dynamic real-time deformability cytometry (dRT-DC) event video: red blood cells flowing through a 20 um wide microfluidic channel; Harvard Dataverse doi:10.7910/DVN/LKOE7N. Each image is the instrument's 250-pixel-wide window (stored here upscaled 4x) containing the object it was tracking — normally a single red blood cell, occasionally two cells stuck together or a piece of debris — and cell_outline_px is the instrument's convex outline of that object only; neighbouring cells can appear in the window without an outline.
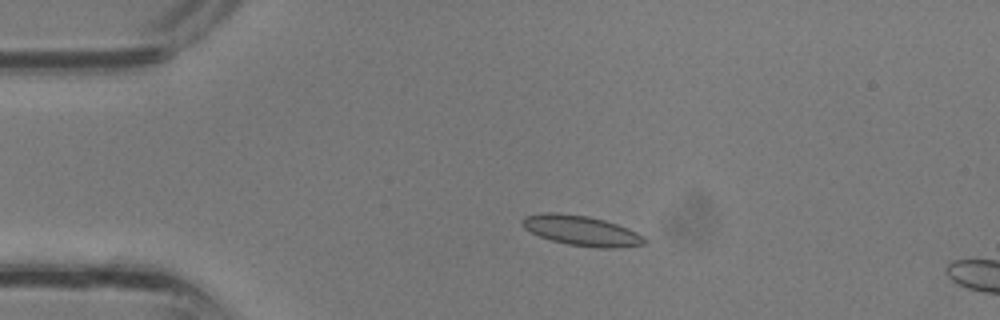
{"species": "common noctule bat (a hibernating species)", "species_latin": "Nyctalus noctula", "temperature_condition": "room temperature", "stored_images_in_passage": 11, "camera_frame_rate_fps": 3000, "um_per_image_px": 0.085, "animal": {"sex": "male", "body_mass_g": 13.3}, "frame": {"image": 1, "passage_image": 8, "time_ms": 2.333, "image_size_px": [1000, 320], "cell_outline_px": [[648, 240], [644, 244], [612, 248], [600, 248], [568, 244], [552, 240], [540, 236], [524, 228], [520, 224], [520, 220], [524, 216], [544, 212], [556, 212], [588, 216], [604, 220], [616, 224], [636, 232], [644, 236]], "centroid_in_image_um": [49.39, 19.59], "position_along_channel_um": 35.6, "area_um2": 21.33}}